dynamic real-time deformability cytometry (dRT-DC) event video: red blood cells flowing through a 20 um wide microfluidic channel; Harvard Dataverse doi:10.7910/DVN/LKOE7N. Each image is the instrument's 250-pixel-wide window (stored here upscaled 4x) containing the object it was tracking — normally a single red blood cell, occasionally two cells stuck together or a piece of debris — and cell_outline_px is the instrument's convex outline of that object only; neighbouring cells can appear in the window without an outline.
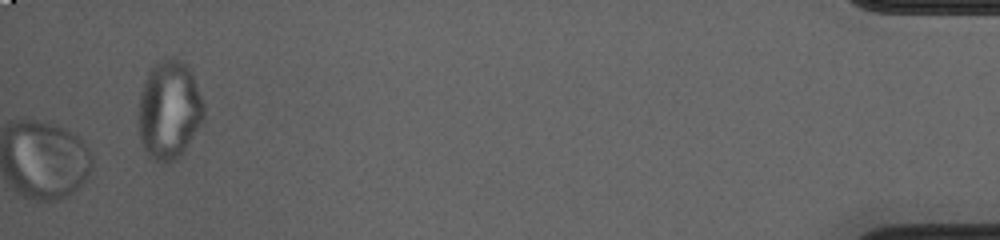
{"species": "common noctule bat (a hibernating species)", "species_latin": "Nyctalus noctula", "temperature_condition": "cold", "stored_images_in_passage": 55, "camera_frame_rate_fps": 3000, "um_per_image_px": 0.085, "animal": {"sex": "female", "body_mass_g": 23.0, "forearm_length_mm": 53.4}, "frame": {"image": 1, "passage_image": 55, "time_ms": 18.0, "image_size_px": [1000, 240], "cell_outline_px": [[204, 120], [184, 148], [168, 164], [160, 164], [152, 160], [144, 152], [140, 140], [140, 92], [144, 80], [148, 72], [160, 60], [172, 56], [180, 60], [188, 68], [192, 76], [204, 104]], "centroid_in_image_um": [14.36, 9.36], "position_along_channel_um": 420.8, "area_um2": 37.11}}